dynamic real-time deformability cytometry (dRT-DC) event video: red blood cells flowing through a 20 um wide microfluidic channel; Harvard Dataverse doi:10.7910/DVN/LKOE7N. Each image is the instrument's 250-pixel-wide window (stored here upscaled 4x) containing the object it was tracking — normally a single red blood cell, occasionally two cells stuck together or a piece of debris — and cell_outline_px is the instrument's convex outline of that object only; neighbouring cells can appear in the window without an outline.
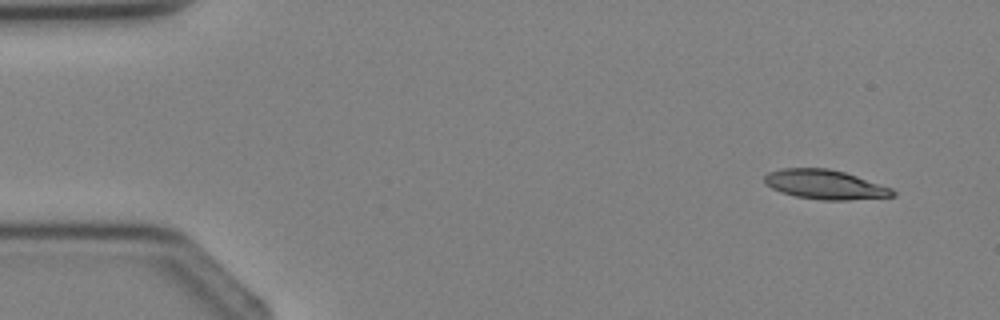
{"species": "Egyptian fruit bat (a non-hibernating species)", "species_latin": "Rousettus aegyptiacus", "temperature_condition": "cold", "stored_images_in_passage": 4, "camera_frame_rate_fps": 3000, "um_per_image_px": 0.085, "animal": {"sex": "female"}, "frame": {"image": 1, "passage_image": 1, "time_ms": 0.0, "image_size_px": [1000, 320], "cell_outline_px": [[896, 196], [848, 200], [824, 200], [796, 196], [780, 192], [764, 184], [764, 176], [768, 172], [780, 168], [828, 168], [844, 172], [892, 188], [896, 192]], "centroid_in_image_um": [70.1, 15.68], "position_along_channel_um": 14.9, "area_um2": 21.96}}
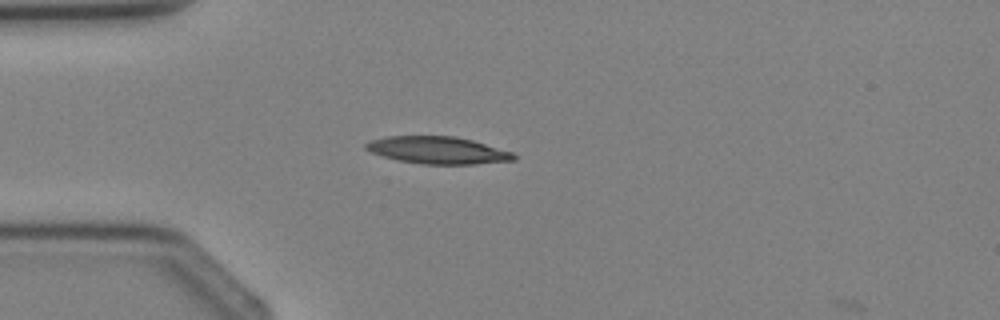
{"frame": {"image": 2, "passage_image": 3, "time_ms": 2.333, "image_size_px": [1000, 320], "cell_outline_px": [[516, 160], [476, 164], [420, 164], [396, 160], [372, 152], [364, 148], [364, 144], [368, 140], [388, 136], [456, 136], [472, 140], [512, 152], [516, 156]], "centroid_in_image_um": [37.18, 12.77], "position_along_channel_um": 47.8, "area_um2": 23.52}}